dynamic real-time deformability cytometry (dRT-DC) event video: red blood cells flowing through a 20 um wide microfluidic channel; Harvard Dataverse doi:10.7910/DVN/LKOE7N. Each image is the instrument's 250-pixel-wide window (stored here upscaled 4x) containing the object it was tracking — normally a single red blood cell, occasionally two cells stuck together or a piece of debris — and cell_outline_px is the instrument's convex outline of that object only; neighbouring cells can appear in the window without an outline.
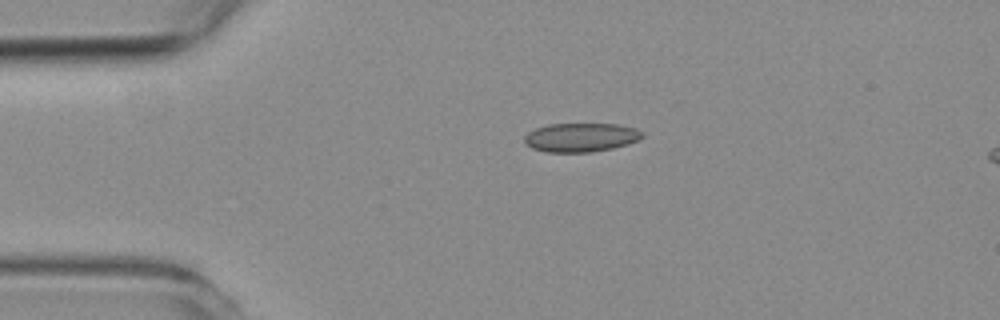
{"species": "common noctule bat (a hibernating species)", "species_latin": "Nyctalus noctula", "temperature_condition": "room temperature", "stored_images_in_passage": 20, "camera_frame_rate_fps": 3000, "um_per_image_px": 0.085, "animal": {"sex": "female", "body_mass_g": 19.3, "forearm_length_mm": 54.1}, "frame": {"image": 1, "passage_image": 1, "time_ms": 0.0, "image_size_px": [1000, 320], "cell_outline_px": [[644, 136], [628, 144], [612, 148], [592, 152], [548, 152], [532, 148], [524, 144], [524, 136], [528, 132], [536, 128], [548, 124], [620, 124], [636, 128], [644, 132]], "centroid_in_image_um": [49.37, 11.67], "position_along_channel_um": 35.6, "area_um2": 19.94}}
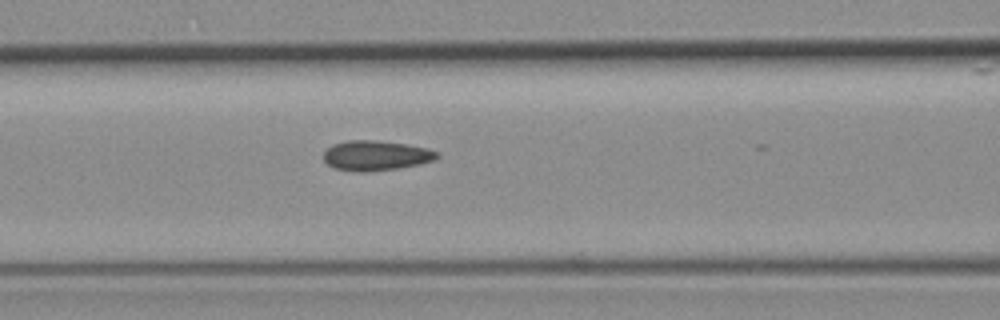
{"frame": {"image": 2, "passage_image": 12, "time_ms": 3.667, "image_size_px": [1000, 320], "cell_outline_px": [[440, 156], [436, 160], [420, 164], [400, 168], [368, 172], [360, 172], [336, 168], [328, 164], [324, 160], [324, 152], [332, 144], [348, 140], [376, 140], [404, 144], [428, 148], [440, 152]], "centroid_in_image_um": [32.0, 13.22], "position_along_channel_um": 134.6, "area_um2": 19.94}}
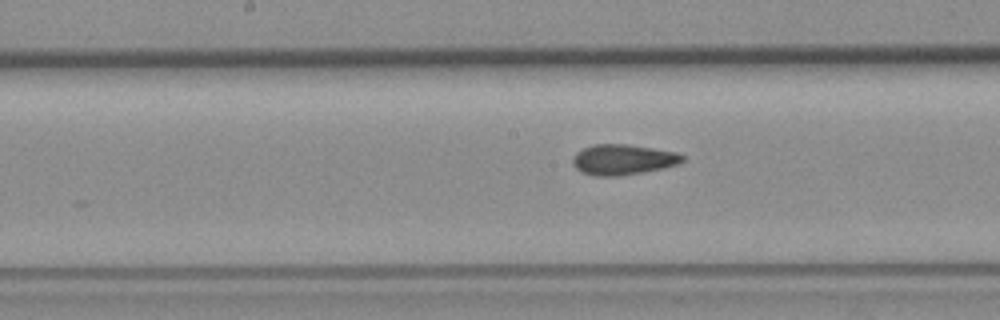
{"frame": {"image": 3, "passage_image": 17, "time_ms": 5.333, "image_size_px": [1000, 320], "cell_outline_px": [[684, 160], [680, 164], [664, 168], [644, 172], [620, 176], [592, 176], [576, 168], [572, 164], [572, 156], [576, 152], [592, 144], [628, 144], [676, 152], [684, 156]], "centroid_in_image_um": [52.95, 13.57], "position_along_channel_um": 195.3, "area_um2": 19.65}}